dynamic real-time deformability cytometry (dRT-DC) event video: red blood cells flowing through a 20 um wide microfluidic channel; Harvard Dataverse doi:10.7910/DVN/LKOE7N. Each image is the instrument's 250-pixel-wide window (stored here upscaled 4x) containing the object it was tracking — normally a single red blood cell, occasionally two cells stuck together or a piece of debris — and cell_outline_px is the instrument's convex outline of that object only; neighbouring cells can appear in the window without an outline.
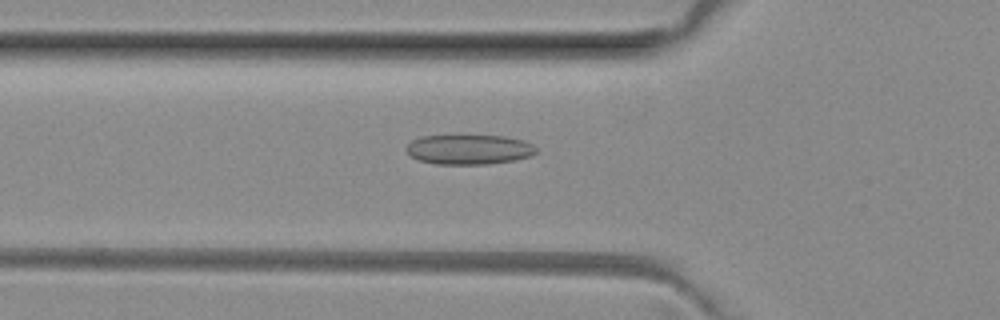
{"species": "common noctule bat (a hibernating species)", "species_latin": "Nyctalus noctula", "temperature_condition": "room temperature", "stored_images_in_passage": 4, "camera_frame_rate_fps": 3000, "um_per_image_px": 0.085, "animal": {"sex": "female", "body_mass_g": 29.2, "forearm_length_mm": 56.3}, "frame": {"image": 1, "passage_image": 2, "time_ms": 0.333, "image_size_px": [1000, 320], "cell_outline_px": [[536, 152], [528, 156], [516, 160], [488, 164], [436, 164], [420, 160], [412, 156], [404, 148], [412, 140], [420, 136], [504, 136], [524, 140], [532, 144], [536, 148]], "centroid_in_image_um": [39.86, 12.7], "position_along_channel_um": 85.9, "area_um2": 22.43}}